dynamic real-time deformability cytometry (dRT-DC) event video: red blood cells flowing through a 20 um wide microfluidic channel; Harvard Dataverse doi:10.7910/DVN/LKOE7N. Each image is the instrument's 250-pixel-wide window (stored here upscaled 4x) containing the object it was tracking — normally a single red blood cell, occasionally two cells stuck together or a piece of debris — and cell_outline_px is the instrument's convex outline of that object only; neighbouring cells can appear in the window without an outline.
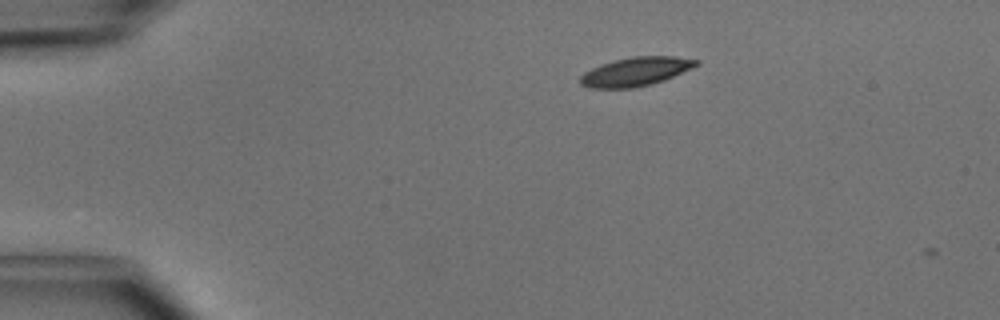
{"species": "common noctule bat (a hibernating species)", "species_latin": "Nyctalus noctula", "temperature_condition": "cold", "stored_images_in_passage": 2, "camera_frame_rate_fps": 3000, "um_per_image_px": 0.085, "animal": {"sex": "male", "body_mass_g": 15.6}, "frame": {"image": 1, "passage_image": 1, "time_ms": 0.0, "image_size_px": [1000, 320], "cell_outline_px": [[700, 64], [692, 68], [664, 80], [652, 84], [632, 88], [588, 88], [580, 84], [580, 76], [584, 72], [600, 64], [612, 60], [632, 56], [676, 56], [700, 60]], "centroid_in_image_um": [54.03, 6.08], "position_along_channel_um": 31.0, "area_um2": 19.65}}